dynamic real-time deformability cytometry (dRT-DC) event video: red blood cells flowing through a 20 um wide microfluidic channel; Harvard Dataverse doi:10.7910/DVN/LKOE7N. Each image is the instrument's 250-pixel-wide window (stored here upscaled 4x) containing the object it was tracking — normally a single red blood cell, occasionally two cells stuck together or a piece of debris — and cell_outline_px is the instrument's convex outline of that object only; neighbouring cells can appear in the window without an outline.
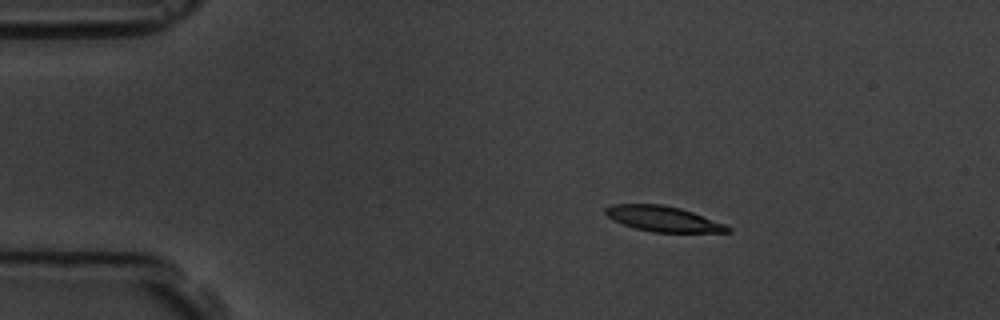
{"species": "common noctule bat (a hibernating species)", "species_latin": "Nyctalus noctula", "temperature_condition": "room temperature", "stored_images_in_passage": 6, "camera_frame_rate_fps": 3000, "um_per_image_px": 0.085, "animal": {"sex": "male", "body_mass_g": 19.5, "forearm_length_mm": 54.6}, "frame": {"image": 1, "passage_image": 2, "time_ms": 1.0, "image_size_px": [1000, 320], "cell_outline_px": [[732, 232], [652, 232], [636, 228], [612, 220], [604, 212], [604, 208], [612, 204], [664, 204], [680, 208], [692, 212], [724, 224], [732, 228]], "centroid_in_image_um": [56.35, 18.59], "position_along_channel_um": 28.7, "area_um2": 17.98}}
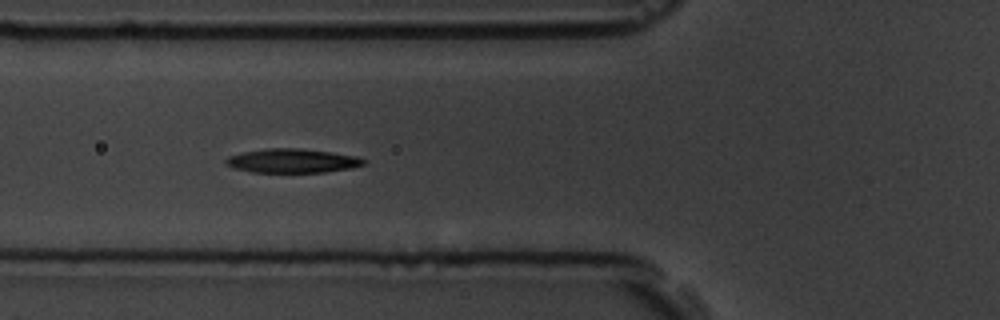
{"frame": {"image": 2, "passage_image": 5, "time_ms": 4.667, "image_size_px": [1000, 320], "cell_outline_px": [[368, 160], [364, 164], [352, 168], [324, 172], [252, 172], [236, 168], [224, 164], [224, 160], [228, 156], [240, 152], [264, 148], [300, 148], [332, 152], [356, 156]], "centroid_in_image_um": [24.83, 13.65], "position_along_channel_um": 101.0, "area_um2": 19.48}}
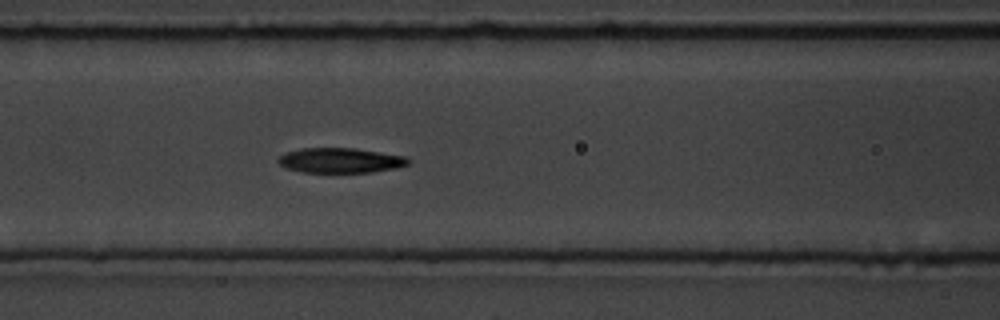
{"frame": {"image": 3, "passage_image": 6, "time_ms": 5.667, "image_size_px": [1000, 320], "cell_outline_px": [[412, 160], [408, 164], [396, 168], [372, 172], [300, 172], [288, 168], [280, 164], [276, 160], [284, 152], [300, 148], [356, 148], [408, 156]], "centroid_in_image_um": [28.96, 13.62], "position_along_channel_um": 137.6, "area_um2": 19.13}}